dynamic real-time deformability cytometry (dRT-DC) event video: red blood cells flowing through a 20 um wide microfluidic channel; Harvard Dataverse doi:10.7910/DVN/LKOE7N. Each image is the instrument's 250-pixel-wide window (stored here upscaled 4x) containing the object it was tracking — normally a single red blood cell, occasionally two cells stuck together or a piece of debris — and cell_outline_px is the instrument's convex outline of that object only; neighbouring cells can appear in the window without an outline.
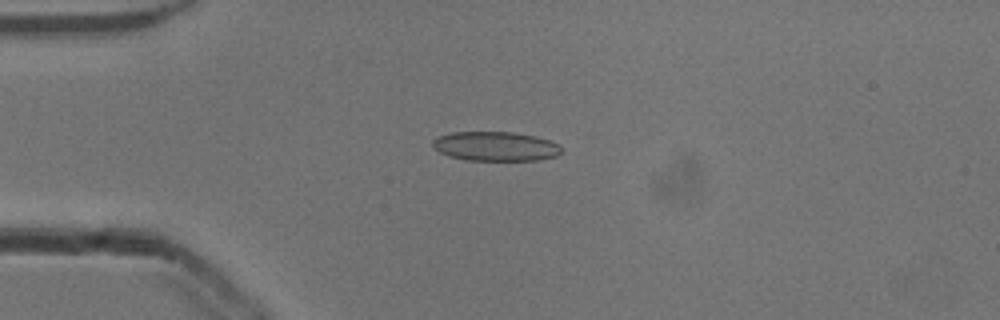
{"species": "common noctule bat (a hibernating species)", "species_latin": "Nyctalus noctula", "temperature_condition": "cold", "stored_images_in_passage": 52, "camera_frame_rate_fps": 3000, "um_per_image_px": 0.085, "animal": {"sex": "male", "body_mass_g": 13.3}, "frame": {"image": 1, "passage_image": 13, "time_ms": 4.0, "image_size_px": [1000, 320], "cell_outline_px": [[564, 152], [556, 156], [536, 160], [468, 160], [448, 156], [440, 152], [432, 144], [432, 140], [436, 136], [452, 132], [512, 132], [536, 136], [560, 144], [564, 148]], "centroid_in_image_um": [42.15, 12.43], "position_along_channel_um": 42.8, "area_um2": 22.2}}
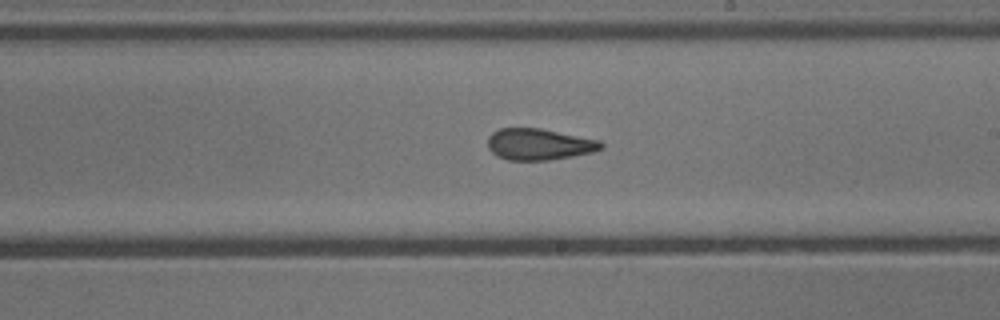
{"frame": {"image": 2, "passage_image": 30, "time_ms": 9.667, "image_size_px": [1000, 320], "cell_outline_px": [[604, 148], [592, 152], [572, 156], [548, 160], [508, 160], [496, 156], [488, 148], [488, 136], [492, 132], [500, 128], [540, 128], [600, 140], [604, 144]], "centroid_in_image_um": [45.81, 12.26], "position_along_channel_um": 243.2, "area_um2": 20.81}}
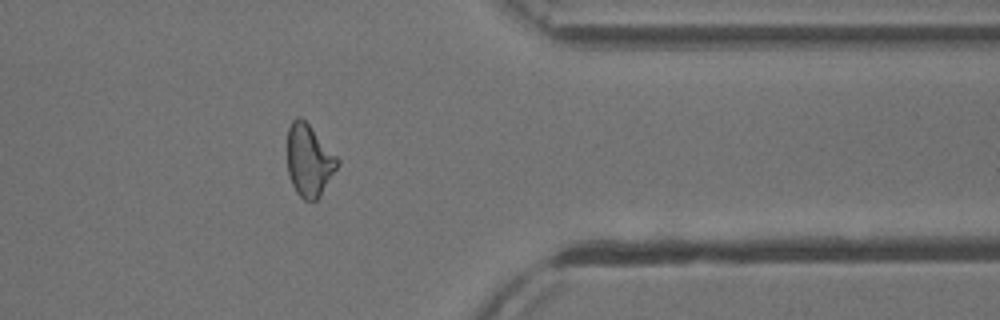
{"frame": {"image": 3, "passage_image": 42, "time_ms": 13.667, "image_size_px": [1000, 320], "cell_outline_px": [[340, 164], [320, 196], [316, 200], [304, 200], [296, 192], [288, 176], [288, 128], [292, 120], [296, 116], [300, 116], [308, 124], [340, 160]], "centroid_in_image_um": [26.27, 13.65], "position_along_channel_um": 385.1, "area_um2": 20.92}, "authors_computed_cell_mechanics": {"area_um2": 21.7039, "velocity_mm_per_s": 3.9133, "shape_relaxation_time_tau1_ms": null, "shape_relaxation_time_tau2_ms": 1.8382, "deformation_change_tau1": null, "deformation_change_tau2": 0.1058}}